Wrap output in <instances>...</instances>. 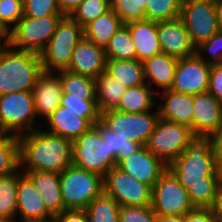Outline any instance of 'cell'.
<instances>
[{
  "label": "cell",
  "instance_id": "e575fe53",
  "mask_svg": "<svg viewBox=\"0 0 222 222\" xmlns=\"http://www.w3.org/2000/svg\"><path fill=\"white\" fill-rule=\"evenodd\" d=\"M20 168L19 139L4 135L0 139V176L8 175Z\"/></svg>",
  "mask_w": 222,
  "mask_h": 222
},
{
  "label": "cell",
  "instance_id": "f6af8a7d",
  "mask_svg": "<svg viewBox=\"0 0 222 222\" xmlns=\"http://www.w3.org/2000/svg\"><path fill=\"white\" fill-rule=\"evenodd\" d=\"M184 222H217L210 208H195L184 215Z\"/></svg>",
  "mask_w": 222,
  "mask_h": 222
},
{
  "label": "cell",
  "instance_id": "1f68e13d",
  "mask_svg": "<svg viewBox=\"0 0 222 222\" xmlns=\"http://www.w3.org/2000/svg\"><path fill=\"white\" fill-rule=\"evenodd\" d=\"M85 212L89 222H119L120 205L102 193L90 202Z\"/></svg>",
  "mask_w": 222,
  "mask_h": 222
},
{
  "label": "cell",
  "instance_id": "44dd1931",
  "mask_svg": "<svg viewBox=\"0 0 222 222\" xmlns=\"http://www.w3.org/2000/svg\"><path fill=\"white\" fill-rule=\"evenodd\" d=\"M52 72H42L32 89L36 116L46 119L60 106L62 86L58 76Z\"/></svg>",
  "mask_w": 222,
  "mask_h": 222
},
{
  "label": "cell",
  "instance_id": "816d5d0a",
  "mask_svg": "<svg viewBox=\"0 0 222 222\" xmlns=\"http://www.w3.org/2000/svg\"><path fill=\"white\" fill-rule=\"evenodd\" d=\"M215 10L218 26L222 30V0H215Z\"/></svg>",
  "mask_w": 222,
  "mask_h": 222
},
{
  "label": "cell",
  "instance_id": "74e56055",
  "mask_svg": "<svg viewBox=\"0 0 222 222\" xmlns=\"http://www.w3.org/2000/svg\"><path fill=\"white\" fill-rule=\"evenodd\" d=\"M110 10V0H83L70 16L82 28Z\"/></svg>",
  "mask_w": 222,
  "mask_h": 222
},
{
  "label": "cell",
  "instance_id": "cb8c5ba5",
  "mask_svg": "<svg viewBox=\"0 0 222 222\" xmlns=\"http://www.w3.org/2000/svg\"><path fill=\"white\" fill-rule=\"evenodd\" d=\"M131 33L136 48V59H146L162 53L157 34V22L150 20L134 21L125 24Z\"/></svg>",
  "mask_w": 222,
  "mask_h": 222
},
{
  "label": "cell",
  "instance_id": "3957f363",
  "mask_svg": "<svg viewBox=\"0 0 222 222\" xmlns=\"http://www.w3.org/2000/svg\"><path fill=\"white\" fill-rule=\"evenodd\" d=\"M43 72L40 55L6 44L0 51V95L32 91Z\"/></svg>",
  "mask_w": 222,
  "mask_h": 222
},
{
  "label": "cell",
  "instance_id": "603a6c76",
  "mask_svg": "<svg viewBox=\"0 0 222 222\" xmlns=\"http://www.w3.org/2000/svg\"><path fill=\"white\" fill-rule=\"evenodd\" d=\"M161 97L166 101L158 108L159 117L192 129L194 95L178 93L173 90H161Z\"/></svg>",
  "mask_w": 222,
  "mask_h": 222
},
{
  "label": "cell",
  "instance_id": "83f0119b",
  "mask_svg": "<svg viewBox=\"0 0 222 222\" xmlns=\"http://www.w3.org/2000/svg\"><path fill=\"white\" fill-rule=\"evenodd\" d=\"M127 88L106 72L95 79V99L99 112L115 109Z\"/></svg>",
  "mask_w": 222,
  "mask_h": 222
},
{
  "label": "cell",
  "instance_id": "5b68a950",
  "mask_svg": "<svg viewBox=\"0 0 222 222\" xmlns=\"http://www.w3.org/2000/svg\"><path fill=\"white\" fill-rule=\"evenodd\" d=\"M59 176L64 210H85L94 198L103 193V177L97 173L72 164Z\"/></svg>",
  "mask_w": 222,
  "mask_h": 222
},
{
  "label": "cell",
  "instance_id": "5bb4252c",
  "mask_svg": "<svg viewBox=\"0 0 222 222\" xmlns=\"http://www.w3.org/2000/svg\"><path fill=\"white\" fill-rule=\"evenodd\" d=\"M211 64L196 54L178 60L170 90L196 95L208 91Z\"/></svg>",
  "mask_w": 222,
  "mask_h": 222
},
{
  "label": "cell",
  "instance_id": "52a82bcc",
  "mask_svg": "<svg viewBox=\"0 0 222 222\" xmlns=\"http://www.w3.org/2000/svg\"><path fill=\"white\" fill-rule=\"evenodd\" d=\"M194 137L189 126L159 118L145 147L168 166L186 150Z\"/></svg>",
  "mask_w": 222,
  "mask_h": 222
},
{
  "label": "cell",
  "instance_id": "f35d334b",
  "mask_svg": "<svg viewBox=\"0 0 222 222\" xmlns=\"http://www.w3.org/2000/svg\"><path fill=\"white\" fill-rule=\"evenodd\" d=\"M146 0H110L112 9L127 24L145 20Z\"/></svg>",
  "mask_w": 222,
  "mask_h": 222
},
{
  "label": "cell",
  "instance_id": "7a4b0ae2",
  "mask_svg": "<svg viewBox=\"0 0 222 222\" xmlns=\"http://www.w3.org/2000/svg\"><path fill=\"white\" fill-rule=\"evenodd\" d=\"M18 139L20 167L27 165L23 171H49L60 174L72 165V142L62 136L38 128L24 133Z\"/></svg>",
  "mask_w": 222,
  "mask_h": 222
},
{
  "label": "cell",
  "instance_id": "4dcf8cb0",
  "mask_svg": "<svg viewBox=\"0 0 222 222\" xmlns=\"http://www.w3.org/2000/svg\"><path fill=\"white\" fill-rule=\"evenodd\" d=\"M18 171L0 176V219H15L17 209Z\"/></svg>",
  "mask_w": 222,
  "mask_h": 222
},
{
  "label": "cell",
  "instance_id": "8fae6325",
  "mask_svg": "<svg viewBox=\"0 0 222 222\" xmlns=\"http://www.w3.org/2000/svg\"><path fill=\"white\" fill-rule=\"evenodd\" d=\"M179 18L186 27L194 47L220 31L215 0H182Z\"/></svg>",
  "mask_w": 222,
  "mask_h": 222
},
{
  "label": "cell",
  "instance_id": "9f6ffc18",
  "mask_svg": "<svg viewBox=\"0 0 222 222\" xmlns=\"http://www.w3.org/2000/svg\"><path fill=\"white\" fill-rule=\"evenodd\" d=\"M6 44H2V43H0V51H1V49L5 46Z\"/></svg>",
  "mask_w": 222,
  "mask_h": 222
},
{
  "label": "cell",
  "instance_id": "8992f818",
  "mask_svg": "<svg viewBox=\"0 0 222 222\" xmlns=\"http://www.w3.org/2000/svg\"><path fill=\"white\" fill-rule=\"evenodd\" d=\"M72 164L102 177L116 166V161L110 156L108 139L102 138L95 126L72 142Z\"/></svg>",
  "mask_w": 222,
  "mask_h": 222
},
{
  "label": "cell",
  "instance_id": "11a10c76",
  "mask_svg": "<svg viewBox=\"0 0 222 222\" xmlns=\"http://www.w3.org/2000/svg\"><path fill=\"white\" fill-rule=\"evenodd\" d=\"M4 132L0 129V139L4 136Z\"/></svg>",
  "mask_w": 222,
  "mask_h": 222
},
{
  "label": "cell",
  "instance_id": "2e32d148",
  "mask_svg": "<svg viewBox=\"0 0 222 222\" xmlns=\"http://www.w3.org/2000/svg\"><path fill=\"white\" fill-rule=\"evenodd\" d=\"M116 166L151 188L168 169V166L161 159L155 157L145 146L128 158L121 160Z\"/></svg>",
  "mask_w": 222,
  "mask_h": 222
},
{
  "label": "cell",
  "instance_id": "ac0fdd59",
  "mask_svg": "<svg viewBox=\"0 0 222 222\" xmlns=\"http://www.w3.org/2000/svg\"><path fill=\"white\" fill-rule=\"evenodd\" d=\"M157 34L162 53L177 60L195 54V47L180 18L157 22Z\"/></svg>",
  "mask_w": 222,
  "mask_h": 222
},
{
  "label": "cell",
  "instance_id": "6da1fadb",
  "mask_svg": "<svg viewBox=\"0 0 222 222\" xmlns=\"http://www.w3.org/2000/svg\"><path fill=\"white\" fill-rule=\"evenodd\" d=\"M168 169L187 190L195 208H210L220 182L214 136L195 137Z\"/></svg>",
  "mask_w": 222,
  "mask_h": 222
},
{
  "label": "cell",
  "instance_id": "d6a6232c",
  "mask_svg": "<svg viewBox=\"0 0 222 222\" xmlns=\"http://www.w3.org/2000/svg\"><path fill=\"white\" fill-rule=\"evenodd\" d=\"M105 52L107 59H136L135 44L125 24L111 37L109 44L105 47Z\"/></svg>",
  "mask_w": 222,
  "mask_h": 222
},
{
  "label": "cell",
  "instance_id": "f1b7e54d",
  "mask_svg": "<svg viewBox=\"0 0 222 222\" xmlns=\"http://www.w3.org/2000/svg\"><path fill=\"white\" fill-rule=\"evenodd\" d=\"M148 84L127 88L119 105L115 108L124 113H142L154 108V91Z\"/></svg>",
  "mask_w": 222,
  "mask_h": 222
},
{
  "label": "cell",
  "instance_id": "bcb514c9",
  "mask_svg": "<svg viewBox=\"0 0 222 222\" xmlns=\"http://www.w3.org/2000/svg\"><path fill=\"white\" fill-rule=\"evenodd\" d=\"M54 222H89L84 209H66L54 218Z\"/></svg>",
  "mask_w": 222,
  "mask_h": 222
},
{
  "label": "cell",
  "instance_id": "8d00e7d4",
  "mask_svg": "<svg viewBox=\"0 0 222 222\" xmlns=\"http://www.w3.org/2000/svg\"><path fill=\"white\" fill-rule=\"evenodd\" d=\"M60 106L69 109L79 117H100L95 96L62 94Z\"/></svg>",
  "mask_w": 222,
  "mask_h": 222
},
{
  "label": "cell",
  "instance_id": "277c9868",
  "mask_svg": "<svg viewBox=\"0 0 222 222\" xmlns=\"http://www.w3.org/2000/svg\"><path fill=\"white\" fill-rule=\"evenodd\" d=\"M83 37V28L70 16H64L57 24L55 32L40 53L42 70L54 72L67 70L74 47Z\"/></svg>",
  "mask_w": 222,
  "mask_h": 222
},
{
  "label": "cell",
  "instance_id": "484cf974",
  "mask_svg": "<svg viewBox=\"0 0 222 222\" xmlns=\"http://www.w3.org/2000/svg\"><path fill=\"white\" fill-rule=\"evenodd\" d=\"M123 25L124 22L112 9H110L104 15L89 22L83 27V37L105 48L109 44L114 33Z\"/></svg>",
  "mask_w": 222,
  "mask_h": 222
},
{
  "label": "cell",
  "instance_id": "f907efd6",
  "mask_svg": "<svg viewBox=\"0 0 222 222\" xmlns=\"http://www.w3.org/2000/svg\"><path fill=\"white\" fill-rule=\"evenodd\" d=\"M158 222H184V216L157 215Z\"/></svg>",
  "mask_w": 222,
  "mask_h": 222
},
{
  "label": "cell",
  "instance_id": "f5cc1de1",
  "mask_svg": "<svg viewBox=\"0 0 222 222\" xmlns=\"http://www.w3.org/2000/svg\"><path fill=\"white\" fill-rule=\"evenodd\" d=\"M3 40H4V42H3ZM8 40H9V31L0 22V43L7 44Z\"/></svg>",
  "mask_w": 222,
  "mask_h": 222
},
{
  "label": "cell",
  "instance_id": "7402d4cb",
  "mask_svg": "<svg viewBox=\"0 0 222 222\" xmlns=\"http://www.w3.org/2000/svg\"><path fill=\"white\" fill-rule=\"evenodd\" d=\"M33 182L48 212L55 218L64 210L59 173L49 171H22Z\"/></svg>",
  "mask_w": 222,
  "mask_h": 222
},
{
  "label": "cell",
  "instance_id": "4fadbf2b",
  "mask_svg": "<svg viewBox=\"0 0 222 222\" xmlns=\"http://www.w3.org/2000/svg\"><path fill=\"white\" fill-rule=\"evenodd\" d=\"M156 111L153 113L150 111L124 113L109 109L100 113V122L116 134L125 130L129 140H134L145 146L160 118L158 109Z\"/></svg>",
  "mask_w": 222,
  "mask_h": 222
},
{
  "label": "cell",
  "instance_id": "d4e9b609",
  "mask_svg": "<svg viewBox=\"0 0 222 222\" xmlns=\"http://www.w3.org/2000/svg\"><path fill=\"white\" fill-rule=\"evenodd\" d=\"M178 60L160 53L143 62L146 84H156L158 88L169 90L172 87Z\"/></svg>",
  "mask_w": 222,
  "mask_h": 222
},
{
  "label": "cell",
  "instance_id": "ab89813d",
  "mask_svg": "<svg viewBox=\"0 0 222 222\" xmlns=\"http://www.w3.org/2000/svg\"><path fill=\"white\" fill-rule=\"evenodd\" d=\"M23 15L31 18L63 16L57 0H23Z\"/></svg>",
  "mask_w": 222,
  "mask_h": 222
},
{
  "label": "cell",
  "instance_id": "ba28073f",
  "mask_svg": "<svg viewBox=\"0 0 222 222\" xmlns=\"http://www.w3.org/2000/svg\"><path fill=\"white\" fill-rule=\"evenodd\" d=\"M63 17L44 16L41 18H31L23 15L9 31L7 44L14 49L40 55Z\"/></svg>",
  "mask_w": 222,
  "mask_h": 222
},
{
  "label": "cell",
  "instance_id": "60d3db41",
  "mask_svg": "<svg viewBox=\"0 0 222 222\" xmlns=\"http://www.w3.org/2000/svg\"><path fill=\"white\" fill-rule=\"evenodd\" d=\"M119 222H158L151 206H120Z\"/></svg>",
  "mask_w": 222,
  "mask_h": 222
},
{
  "label": "cell",
  "instance_id": "ffe728a7",
  "mask_svg": "<svg viewBox=\"0 0 222 222\" xmlns=\"http://www.w3.org/2000/svg\"><path fill=\"white\" fill-rule=\"evenodd\" d=\"M46 120V124L50 126L46 132L74 142L99 122L100 117H79L69 109L59 106Z\"/></svg>",
  "mask_w": 222,
  "mask_h": 222
},
{
  "label": "cell",
  "instance_id": "30bf717a",
  "mask_svg": "<svg viewBox=\"0 0 222 222\" xmlns=\"http://www.w3.org/2000/svg\"><path fill=\"white\" fill-rule=\"evenodd\" d=\"M151 208L157 215L184 216L195 209L187 190L167 169L152 188Z\"/></svg>",
  "mask_w": 222,
  "mask_h": 222
},
{
  "label": "cell",
  "instance_id": "681fc988",
  "mask_svg": "<svg viewBox=\"0 0 222 222\" xmlns=\"http://www.w3.org/2000/svg\"><path fill=\"white\" fill-rule=\"evenodd\" d=\"M214 146L216 150L217 172L222 180V133L214 136Z\"/></svg>",
  "mask_w": 222,
  "mask_h": 222
},
{
  "label": "cell",
  "instance_id": "d6986e66",
  "mask_svg": "<svg viewBox=\"0 0 222 222\" xmlns=\"http://www.w3.org/2000/svg\"><path fill=\"white\" fill-rule=\"evenodd\" d=\"M17 209L20 220L54 222L32 180L22 171L18 173Z\"/></svg>",
  "mask_w": 222,
  "mask_h": 222
},
{
  "label": "cell",
  "instance_id": "f546056e",
  "mask_svg": "<svg viewBox=\"0 0 222 222\" xmlns=\"http://www.w3.org/2000/svg\"><path fill=\"white\" fill-rule=\"evenodd\" d=\"M94 126L100 131L102 138L108 139L110 156L116 161V165L143 146L134 140H129L125 130L116 134L106 128L100 121Z\"/></svg>",
  "mask_w": 222,
  "mask_h": 222
},
{
  "label": "cell",
  "instance_id": "7dc6e473",
  "mask_svg": "<svg viewBox=\"0 0 222 222\" xmlns=\"http://www.w3.org/2000/svg\"><path fill=\"white\" fill-rule=\"evenodd\" d=\"M210 209L216 216L217 222H222V180H220V182L218 183L214 202Z\"/></svg>",
  "mask_w": 222,
  "mask_h": 222
},
{
  "label": "cell",
  "instance_id": "db71d44e",
  "mask_svg": "<svg viewBox=\"0 0 222 222\" xmlns=\"http://www.w3.org/2000/svg\"><path fill=\"white\" fill-rule=\"evenodd\" d=\"M5 222H15L14 219H11V220H7ZM20 222H38V221H28V220H20Z\"/></svg>",
  "mask_w": 222,
  "mask_h": 222
},
{
  "label": "cell",
  "instance_id": "c3c4849f",
  "mask_svg": "<svg viewBox=\"0 0 222 222\" xmlns=\"http://www.w3.org/2000/svg\"><path fill=\"white\" fill-rule=\"evenodd\" d=\"M83 0H57L58 9L63 16H71Z\"/></svg>",
  "mask_w": 222,
  "mask_h": 222
},
{
  "label": "cell",
  "instance_id": "9a60e30c",
  "mask_svg": "<svg viewBox=\"0 0 222 222\" xmlns=\"http://www.w3.org/2000/svg\"><path fill=\"white\" fill-rule=\"evenodd\" d=\"M192 131L195 135L215 136L222 133V103L209 91L194 95Z\"/></svg>",
  "mask_w": 222,
  "mask_h": 222
},
{
  "label": "cell",
  "instance_id": "9c48e42d",
  "mask_svg": "<svg viewBox=\"0 0 222 222\" xmlns=\"http://www.w3.org/2000/svg\"><path fill=\"white\" fill-rule=\"evenodd\" d=\"M32 91H15L0 95V129L5 135H23L32 132L36 120ZM22 132V133H21Z\"/></svg>",
  "mask_w": 222,
  "mask_h": 222
},
{
  "label": "cell",
  "instance_id": "e0dca14e",
  "mask_svg": "<svg viewBox=\"0 0 222 222\" xmlns=\"http://www.w3.org/2000/svg\"><path fill=\"white\" fill-rule=\"evenodd\" d=\"M106 64L105 48L82 37L74 47L67 71L96 79L106 72Z\"/></svg>",
  "mask_w": 222,
  "mask_h": 222
},
{
  "label": "cell",
  "instance_id": "4316f807",
  "mask_svg": "<svg viewBox=\"0 0 222 222\" xmlns=\"http://www.w3.org/2000/svg\"><path fill=\"white\" fill-rule=\"evenodd\" d=\"M106 73L126 88L144 85L143 62L137 59H107Z\"/></svg>",
  "mask_w": 222,
  "mask_h": 222
},
{
  "label": "cell",
  "instance_id": "7bdbcfd3",
  "mask_svg": "<svg viewBox=\"0 0 222 222\" xmlns=\"http://www.w3.org/2000/svg\"><path fill=\"white\" fill-rule=\"evenodd\" d=\"M209 53L214 59L206 60L203 53ZM195 54L208 64L222 63V30L212 35L207 41L195 47Z\"/></svg>",
  "mask_w": 222,
  "mask_h": 222
},
{
  "label": "cell",
  "instance_id": "b9f144b4",
  "mask_svg": "<svg viewBox=\"0 0 222 222\" xmlns=\"http://www.w3.org/2000/svg\"><path fill=\"white\" fill-rule=\"evenodd\" d=\"M23 17V0H0V22L10 31ZM11 24V26H10Z\"/></svg>",
  "mask_w": 222,
  "mask_h": 222
},
{
  "label": "cell",
  "instance_id": "ee69618b",
  "mask_svg": "<svg viewBox=\"0 0 222 222\" xmlns=\"http://www.w3.org/2000/svg\"><path fill=\"white\" fill-rule=\"evenodd\" d=\"M208 91L222 103V63L211 65Z\"/></svg>",
  "mask_w": 222,
  "mask_h": 222
},
{
  "label": "cell",
  "instance_id": "836d02e7",
  "mask_svg": "<svg viewBox=\"0 0 222 222\" xmlns=\"http://www.w3.org/2000/svg\"><path fill=\"white\" fill-rule=\"evenodd\" d=\"M63 94L77 96H95V79L71 73L67 70L58 71Z\"/></svg>",
  "mask_w": 222,
  "mask_h": 222
},
{
  "label": "cell",
  "instance_id": "d590c367",
  "mask_svg": "<svg viewBox=\"0 0 222 222\" xmlns=\"http://www.w3.org/2000/svg\"><path fill=\"white\" fill-rule=\"evenodd\" d=\"M182 0H146L145 20L162 22L179 18Z\"/></svg>",
  "mask_w": 222,
  "mask_h": 222
},
{
  "label": "cell",
  "instance_id": "7c38bea8",
  "mask_svg": "<svg viewBox=\"0 0 222 222\" xmlns=\"http://www.w3.org/2000/svg\"><path fill=\"white\" fill-rule=\"evenodd\" d=\"M103 193L112 197L120 206H151L152 188L117 166L103 177Z\"/></svg>",
  "mask_w": 222,
  "mask_h": 222
}]
</instances>
